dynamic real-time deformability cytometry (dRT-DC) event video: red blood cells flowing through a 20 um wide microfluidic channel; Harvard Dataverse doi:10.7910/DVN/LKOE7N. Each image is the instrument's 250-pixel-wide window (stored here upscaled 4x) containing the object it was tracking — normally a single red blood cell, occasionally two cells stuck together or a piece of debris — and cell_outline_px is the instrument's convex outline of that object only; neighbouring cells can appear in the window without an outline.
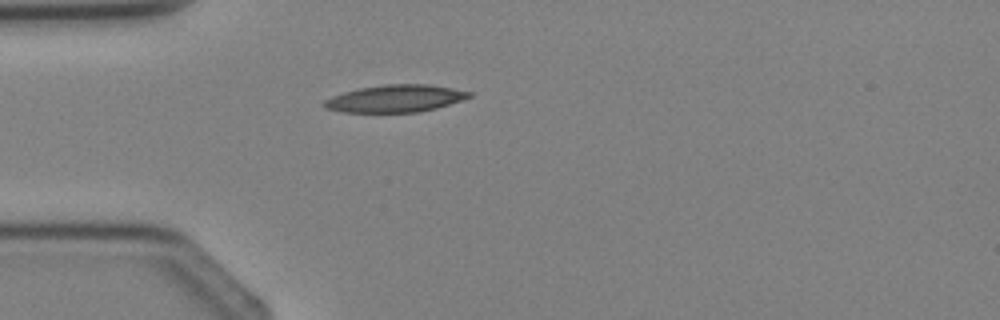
{"species": "Egyptian fruit bat (a non-hibernating species)", "species_latin": "Rousettus aegyptiacus", "temperature_condition": "cold", "stored_images_in_passage": 1, "camera_frame_rate_fps": 3000, "um_per_image_px": 0.085, "animal": {"sex": "female"}, "frame": {"image": 1, "passage_image": 1, "time_ms": 0.0, "image_size_px": [1000, 320], "cell_outline_px": [[472, 96], [436, 108], [420, 112], [340, 112], [324, 108], [324, 100], [332, 96], [344, 92], [360, 88], [384, 84], [428, 84], [452, 88], [472, 92]], "centroid_in_image_um": [33.58, 8.37], "position_along_channel_um": 51.4, "area_um2": 22.95}}